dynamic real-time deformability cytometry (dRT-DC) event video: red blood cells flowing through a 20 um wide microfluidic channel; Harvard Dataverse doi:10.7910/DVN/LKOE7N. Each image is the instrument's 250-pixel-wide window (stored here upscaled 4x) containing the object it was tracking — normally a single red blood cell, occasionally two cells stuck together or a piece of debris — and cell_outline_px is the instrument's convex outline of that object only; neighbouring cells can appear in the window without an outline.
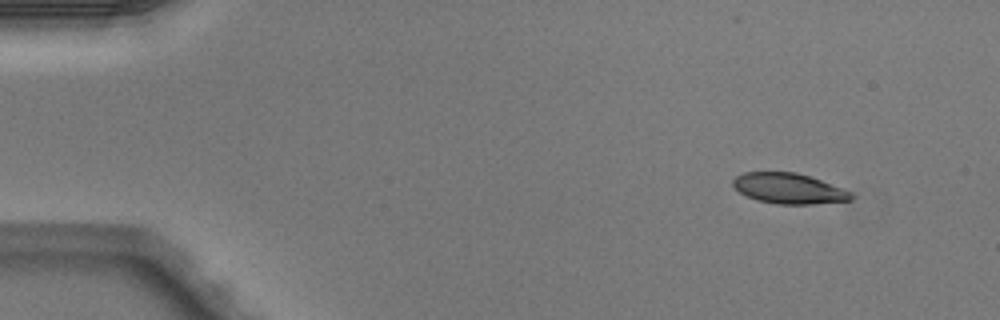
{"species": "Egyptian fruit bat (a non-hibernating species)", "species_latin": "Rousettus aegyptiacus", "temperature_condition": "warm", "stored_images_in_passage": 3, "camera_frame_rate_fps": 3000, "um_per_image_px": 0.085, "animal": {"sex": "male"}, "frame": {"image": 1, "passage_image": 1, "time_ms": 0.0, "image_size_px": [1000, 320], "cell_outline_px": [[852, 200], [812, 204], [780, 204], [756, 200], [740, 192], [732, 184], [732, 180], [736, 176], [744, 172], [796, 172], [820, 180], [852, 192]], "centroid_in_image_um": [67.03, 16.02], "position_along_channel_um": 18.0, "area_um2": 20.75}}